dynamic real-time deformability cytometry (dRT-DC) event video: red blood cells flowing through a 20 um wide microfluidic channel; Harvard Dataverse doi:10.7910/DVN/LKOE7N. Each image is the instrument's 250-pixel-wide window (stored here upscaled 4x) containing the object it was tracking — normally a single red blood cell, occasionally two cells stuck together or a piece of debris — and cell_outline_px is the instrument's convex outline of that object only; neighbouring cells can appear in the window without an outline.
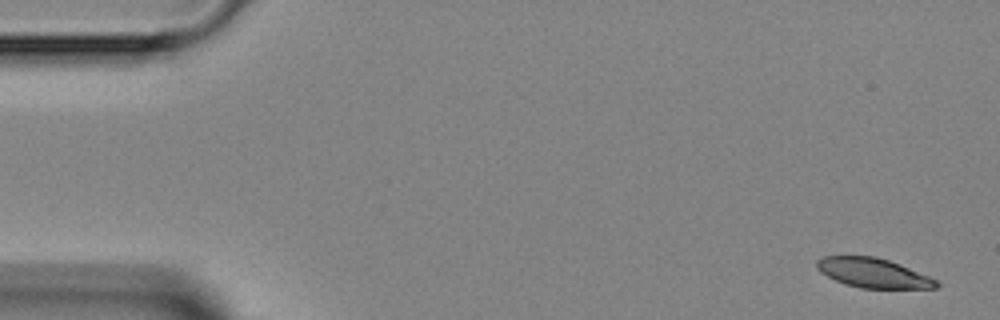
{"species": "Egyptian fruit bat (a non-hibernating species)", "species_latin": "Rousettus aegyptiacus", "temperature_condition": "room temperature", "stored_images_in_passage": 5, "camera_frame_rate_fps": 3000, "um_per_image_px": 0.085, "animal": {"sex": "female"}, "frame": {"image": 1, "passage_image": 1, "time_ms": 0.0, "image_size_px": [1000, 320], "cell_outline_px": [[940, 284], [936, 288], [860, 288], [844, 284], [820, 272], [816, 268], [816, 260], [820, 256], [876, 256], [900, 264], [928, 276], [936, 280]], "centroid_in_image_um": [74.18, 23.19], "position_along_channel_um": 10.8, "area_um2": 20.52}}
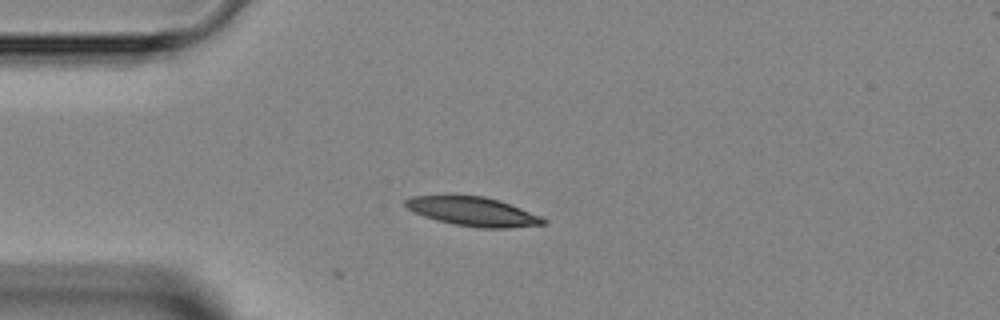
{"frame": {"image": 2, "passage_image": 4, "time_ms": 3.333, "image_size_px": [1000, 320], "cell_outline_px": [[548, 224], [508, 228], [480, 228], [456, 224], [436, 220], [412, 212], [404, 204], [404, 200], [412, 196], [448, 192], [452, 192], [484, 196], [500, 200], [540, 216], [548, 220]], "centroid_in_image_um": [40.13, 17.92], "position_along_channel_um": 44.9, "area_um2": 24.28}}